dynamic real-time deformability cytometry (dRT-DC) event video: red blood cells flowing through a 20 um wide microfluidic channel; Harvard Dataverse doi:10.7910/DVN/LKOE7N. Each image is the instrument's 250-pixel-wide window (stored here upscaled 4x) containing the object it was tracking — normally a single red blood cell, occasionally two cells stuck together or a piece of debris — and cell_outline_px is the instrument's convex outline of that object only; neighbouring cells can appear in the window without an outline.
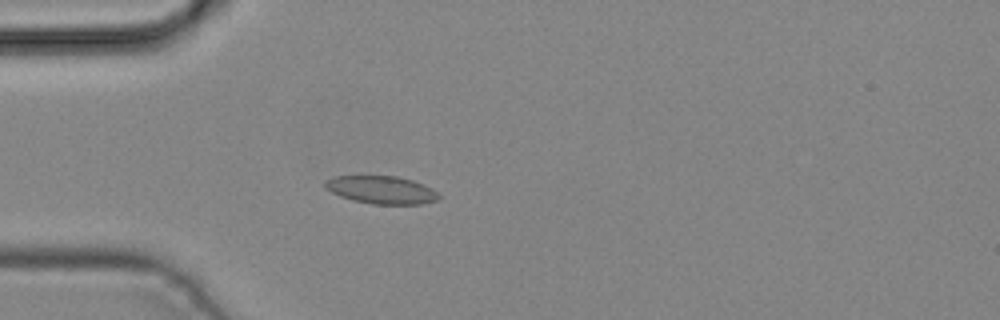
{"species": "common noctule bat (a hibernating species)", "species_latin": "Nyctalus noctula", "temperature_condition": "cold", "stored_images_in_passage": 1, "camera_frame_rate_fps": 3000, "um_per_image_px": 0.085, "animal": {"sex": "male", "body_mass_g": 19.2, "forearm_length_mm": 51.8}, "frame": {"image": 1, "passage_image": 1, "time_ms": 0.0, "image_size_px": [1000, 320], "cell_outline_px": [[440, 196], [436, 200], [420, 204], [372, 204], [352, 200], [340, 196], [324, 188], [324, 180], [332, 176], [396, 176], [412, 180], [424, 184], [432, 188]], "centroid_in_image_um": [32.38, 16.13], "position_along_channel_um": 52.6, "area_um2": 18.5}}